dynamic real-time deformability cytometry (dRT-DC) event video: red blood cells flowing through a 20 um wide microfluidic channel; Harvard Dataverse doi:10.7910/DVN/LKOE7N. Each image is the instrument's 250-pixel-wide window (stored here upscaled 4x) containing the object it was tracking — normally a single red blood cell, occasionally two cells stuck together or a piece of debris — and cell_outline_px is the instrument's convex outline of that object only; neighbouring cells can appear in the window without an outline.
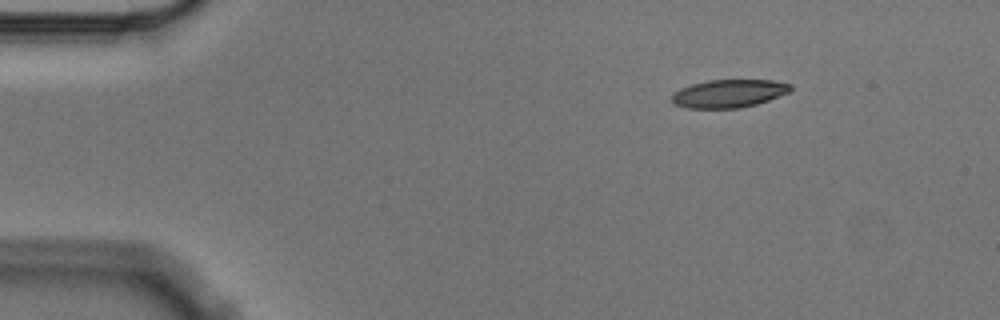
{"species": "Egyptian fruit bat (a non-hibernating species)", "species_latin": "Rousettus aegyptiacus", "temperature_condition": "cold", "stored_images_in_passage": 4, "segment_of_instrument_passage": [2, 2], "camera_frame_rate_fps": 3000, "um_per_image_px": 0.085, "animal": {"sex": "male"}, "frame": {"image": 1, "passage_image": 4, "time_ms": 1.0, "image_size_px": [1000, 320], "cell_outline_px": [[792, 88], [788, 92], [768, 100], [756, 104], [740, 108], [684, 108], [676, 104], [672, 100], [672, 96], [680, 88], [692, 84], [708, 80], [772, 80], [792, 84]], "centroid_in_image_um": [61.96, 7.94], "position_along_channel_um": 23.0, "area_um2": 19.25}}